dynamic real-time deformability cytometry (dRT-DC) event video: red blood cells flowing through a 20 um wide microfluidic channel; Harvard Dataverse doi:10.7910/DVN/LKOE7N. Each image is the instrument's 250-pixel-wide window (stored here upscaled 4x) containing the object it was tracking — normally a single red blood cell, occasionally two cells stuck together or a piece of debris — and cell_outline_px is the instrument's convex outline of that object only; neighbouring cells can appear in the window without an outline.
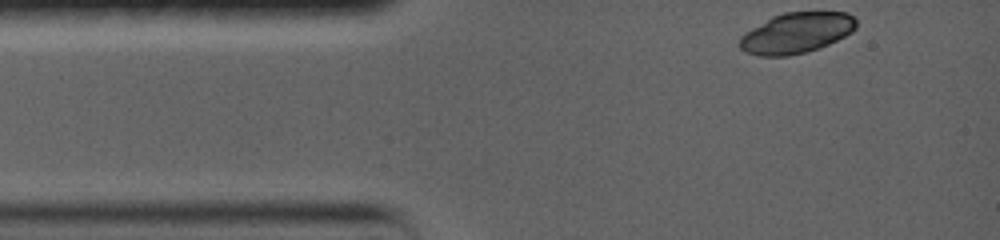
{"species": "common noctule bat (a hibernating species)", "species_latin": "Nyctalus noctula", "temperature_condition": "warm", "stored_images_in_passage": 10, "camera_frame_rate_fps": 5000, "um_per_image_px": 0.085, "animal": {"sex": "female", "body_mass_g": 19.0, "forearm_length_mm": 56.7}, "frame": {"image": 1, "passage_image": 1, "time_ms": 0.0, "image_size_px": [1000, 240], "cell_outline_px": [[856, 28], [852, 32], [820, 48], [788, 56], [760, 56], [744, 52], [740, 48], [740, 36], [744, 32], [772, 16], [784, 12], [848, 12], [856, 20]], "centroid_in_image_um": [67.67, 2.8], "position_along_channel_um": 17.3, "area_um2": 27.63}}